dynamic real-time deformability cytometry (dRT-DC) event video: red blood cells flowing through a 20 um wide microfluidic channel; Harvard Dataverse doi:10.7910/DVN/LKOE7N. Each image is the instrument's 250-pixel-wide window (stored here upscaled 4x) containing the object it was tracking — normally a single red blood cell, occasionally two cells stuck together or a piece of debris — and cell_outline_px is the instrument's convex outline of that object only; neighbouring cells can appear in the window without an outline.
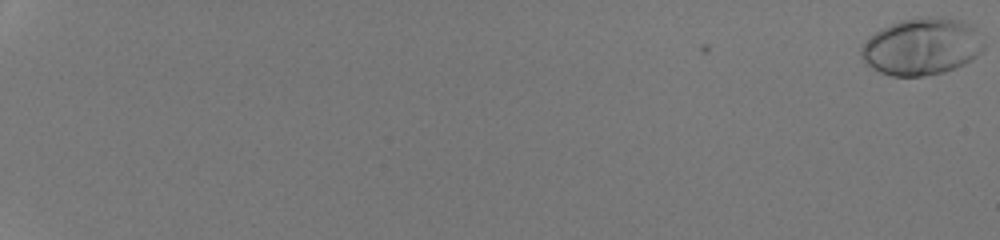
{"species": "human", "species_latin": "Homo sapiens", "temperature_condition": "room temperature", "stored_images_in_passage": 54, "camera_frame_rate_fps": 3000, "um_per_image_px": 0.085, "donor": {"sex": "male"}, "frame": {"image": 1, "passage_image": 1, "time_ms": 0.0, "image_size_px": [1000, 240], "cell_outline_px": [[984, 48], [972, 60], [956, 68], [944, 72], [924, 76], [892, 76], [880, 72], [872, 68], [860, 56], [860, 48], [880, 28], [900, 20], [936, 16], [956, 20], [968, 24], [976, 28], [984, 44]], "centroid_in_image_um": [78.36, 3.97], "position_along_channel_um": 6.6, "area_um2": 40.52}}
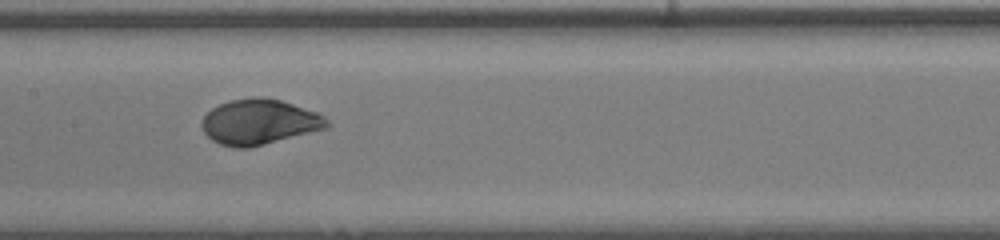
{"frame": {"image": 2, "passage_image": 33, "time_ms": 10.667, "image_size_px": [1000, 240], "cell_outline_px": [[332, 124], [328, 128], [248, 148], [236, 148], [220, 144], [212, 140], [204, 132], [200, 124], [204, 116], [212, 108], [228, 100], [256, 96], [280, 100], [316, 112], [324, 116]], "centroid_in_image_um": [22.03, 10.36], "position_along_channel_um": 185.4, "area_um2": 33.0}}
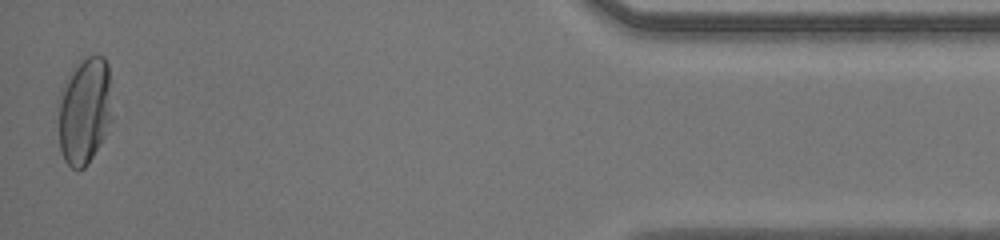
{"frame": {"image": 3, "passage_image": 54, "time_ms": 17.667, "image_size_px": [1000, 240], "cell_outline_px": [[112, 120], [104, 136], [88, 164], [84, 168], [76, 172], [64, 160], [60, 152], [56, 100], [60, 88], [80, 60], [88, 56], [104, 56], [108, 64], [112, 116]], "centroid_in_image_um": [7.14, 9.44], "position_along_channel_um": 428.1, "area_um2": 34.33}, "authors_computed_cell_mechanics": {"area_um2": 33.524, "velocity_mm_per_s": 4.2828, "shape_relaxation_time_tau1_ms": 2.8947, "shape_relaxation_time_tau2_ms": null, "deformation_change_tau1": 0.1744, "deformation_change_tau2": null}}